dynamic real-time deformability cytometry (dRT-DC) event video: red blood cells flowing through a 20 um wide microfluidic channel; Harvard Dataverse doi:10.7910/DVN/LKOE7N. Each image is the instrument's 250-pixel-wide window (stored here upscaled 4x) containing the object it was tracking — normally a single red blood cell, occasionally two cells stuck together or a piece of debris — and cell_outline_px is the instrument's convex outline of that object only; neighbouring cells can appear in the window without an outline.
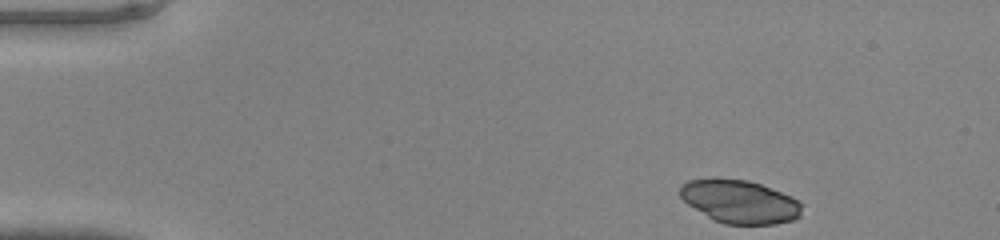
{"species": "common noctule bat (a hibernating species)", "species_latin": "Nyctalus noctula", "temperature_condition": "warm", "stored_images_in_passage": 41, "camera_frame_rate_fps": 3000, "um_per_image_px": 0.085, "animal": {"sex": "male", "body_mass_g": 20.0, "forearm_length_mm": 53.3}, "frame": {"image": 1, "passage_image": 1, "time_ms": 0.0, "image_size_px": [1000, 240], "cell_outline_px": [[804, 204], [800, 216], [792, 220], [776, 224], [724, 224], [708, 216], [688, 204], [680, 196], [680, 184], [688, 180], [712, 176], [716, 176], [748, 180], [760, 184], [792, 196], [800, 200]], "centroid_in_image_um": [62.89, 17.1], "position_along_channel_um": 22.1, "area_um2": 31.21}}